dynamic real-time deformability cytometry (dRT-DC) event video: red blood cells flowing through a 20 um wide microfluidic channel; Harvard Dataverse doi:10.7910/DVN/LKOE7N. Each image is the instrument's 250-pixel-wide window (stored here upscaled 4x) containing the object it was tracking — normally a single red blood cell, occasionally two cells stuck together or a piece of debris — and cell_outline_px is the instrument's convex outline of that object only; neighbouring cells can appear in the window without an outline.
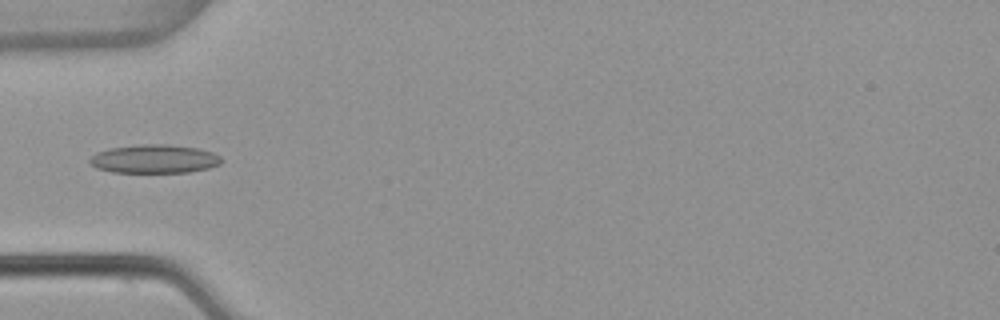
{"species": "common noctule bat (a hibernating species)", "species_latin": "Nyctalus noctula", "temperature_condition": "warm", "stored_images_in_passage": 6, "camera_frame_rate_fps": 3000, "um_per_image_px": 0.085, "animal": {"sex": "female", "body_mass_g": 22.7, "forearm_length_mm": 54.2}, "frame": {"image": 1, "passage_image": 5, "time_ms": 1.333, "image_size_px": [1000, 320], "cell_outline_px": [[220, 164], [208, 168], [188, 172], [112, 172], [96, 168], [88, 160], [96, 152], [112, 148], [140, 144], [168, 144], [196, 148], [212, 152], [220, 156]], "centroid_in_image_um": [13.1, 13.51], "position_along_channel_um": 71.9, "area_um2": 21.73}}
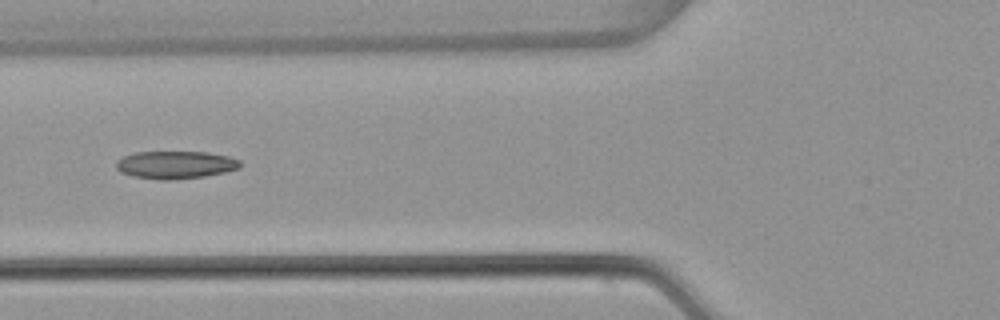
{"frame": {"image": 2, "passage_image": 6, "time_ms": 1.667, "image_size_px": [1000, 320], "cell_outline_px": [[240, 168], [224, 172], [204, 176], [176, 180], [160, 180], [136, 176], [120, 172], [116, 168], [116, 160], [124, 156], [136, 152], [208, 152], [228, 156], [240, 160]], "centroid_in_image_um": [14.92, 14.01], "position_along_channel_um": 110.9, "area_um2": 20.0}}